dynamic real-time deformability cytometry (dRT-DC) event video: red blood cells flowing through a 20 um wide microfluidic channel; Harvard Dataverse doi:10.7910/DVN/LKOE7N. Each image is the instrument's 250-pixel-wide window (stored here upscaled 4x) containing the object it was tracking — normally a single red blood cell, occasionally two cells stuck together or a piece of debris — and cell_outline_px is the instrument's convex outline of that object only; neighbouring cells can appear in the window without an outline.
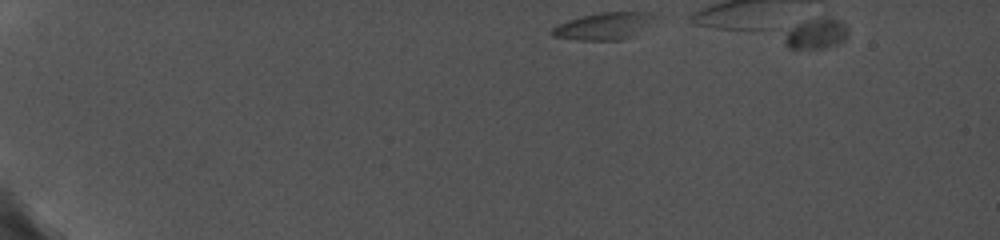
{"species": "common noctule bat (a hibernating species)", "species_latin": "Nyctalus noctula", "temperature_condition": "cold", "stored_images_in_passage": 2, "camera_frame_rate_fps": 5000, "um_per_image_px": 0.085, "animal": {"sex": "female", "body_mass_g": 19.0, "forearm_length_mm": 56.7}, "frame": {"image": 1, "passage_image": 1, "time_ms": 0.0, "image_size_px": [1000, 240], "cell_outline_px": [[664, 16], [628, 36], [620, 40], [576, 40], [552, 36], [548, 32], [552, 28], [568, 20], [580, 16], [600, 12], [652, 12]], "centroid_in_image_um": [51.35, 2.19], "position_along_channel_um": 33.6, "area_um2": 16.3}}